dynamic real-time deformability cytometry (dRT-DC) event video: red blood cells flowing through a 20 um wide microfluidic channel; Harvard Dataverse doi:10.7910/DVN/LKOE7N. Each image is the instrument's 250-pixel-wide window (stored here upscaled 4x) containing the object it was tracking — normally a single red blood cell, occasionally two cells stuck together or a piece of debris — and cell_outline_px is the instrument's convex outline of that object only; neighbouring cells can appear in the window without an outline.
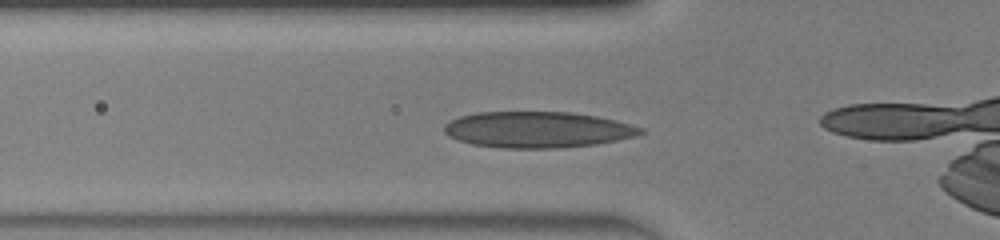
{"species": "human", "species_latin": "Homo sapiens", "temperature_condition": "warm", "stored_images_in_passage": 33, "camera_frame_rate_fps": 3000, "um_per_image_px": 0.085, "donor": {"sex": "male"}, "frame": {"image": 1, "passage_image": 4, "time_ms": 1.0, "image_size_px": [1000, 240], "cell_outline_px": [[644, 132], [636, 136], [596, 144], [560, 148], [504, 148], [472, 144], [448, 136], [444, 132], [444, 124], [460, 116], [476, 112], [572, 112], [596, 116], [616, 120], [644, 128]], "centroid_in_image_um": [45.7, 11.02], "position_along_channel_um": 80.1, "area_um2": 41.33}}
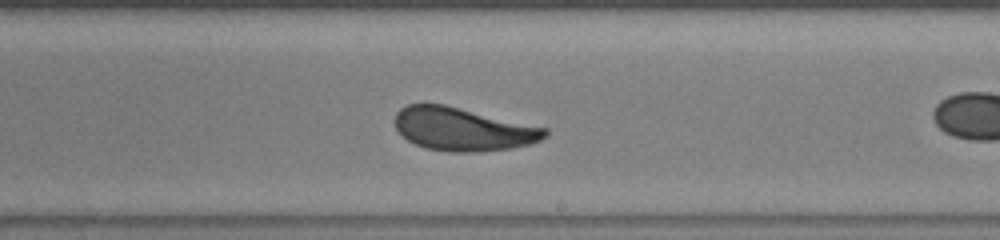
{"frame": {"image": 2, "passage_image": 16, "time_ms": 5.0, "image_size_px": [1000, 240], "cell_outline_px": [[548, 136], [540, 140], [528, 144], [512, 148], [476, 152], [452, 152], [428, 148], [416, 144], [408, 140], [396, 128], [396, 112], [400, 108], [408, 104], [444, 104], [548, 128]], "centroid_in_image_um": [39.37, 10.97], "position_along_channel_um": 249.6, "area_um2": 37.51}}
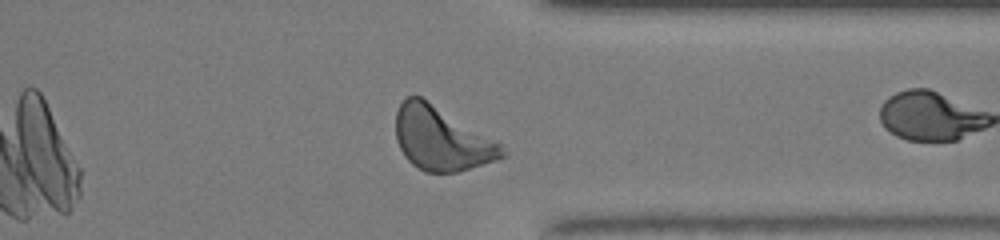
{"frame": {"image": 3, "passage_image": 25, "time_ms": 8.0, "image_size_px": [1000, 240], "cell_outline_px": [[508, 156], [496, 160], [456, 172], [424, 172], [412, 164], [404, 156], [396, 140], [396, 112], [400, 104], [408, 96], [420, 96], [500, 144], [508, 152]], "centroid_in_image_um": [37.5, 11.82], "position_along_channel_um": 373.9, "area_um2": 38.67}, "authors_computed_cell_mechanics": {"area_um2": 38.0902, "velocity_mm_per_s": 4.2297, "shape_relaxation_time_tau1_ms": 3.6304, "shape_relaxation_time_tau2_ms": 1.0361, "deformation_change_tau1": 0.164, "deformation_change_tau2": 0.0799}}